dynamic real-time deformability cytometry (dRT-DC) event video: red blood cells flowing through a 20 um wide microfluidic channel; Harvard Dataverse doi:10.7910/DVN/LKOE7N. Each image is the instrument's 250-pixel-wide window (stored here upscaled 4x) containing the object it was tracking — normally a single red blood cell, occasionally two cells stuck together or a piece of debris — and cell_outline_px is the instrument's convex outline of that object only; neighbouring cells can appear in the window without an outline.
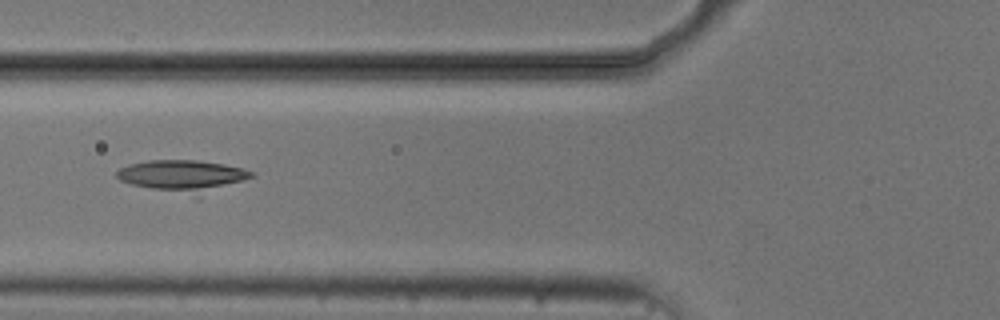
{"species": "common noctule bat (a hibernating species)", "species_latin": "Nyctalus noctula", "temperature_condition": "cold", "stored_images_in_passage": 8, "camera_frame_rate_fps": 3000, "um_per_image_px": 0.085, "animal": {"sex": "male", "body_mass_g": 20.5, "forearm_length_mm": 52.5}, "frame": {"image": 1, "passage_image": 5, "time_ms": 6.0, "image_size_px": [1000, 320], "cell_outline_px": [[256, 176], [200, 200], [132, 184], [120, 180], [116, 176], [116, 172], [120, 168], [128, 164], [148, 160], [196, 160], [224, 164], [244, 168], [256, 172]], "centroid_in_image_um": [15.67, 15.02], "position_along_channel_um": 110.1, "area_um2": 26.41}}
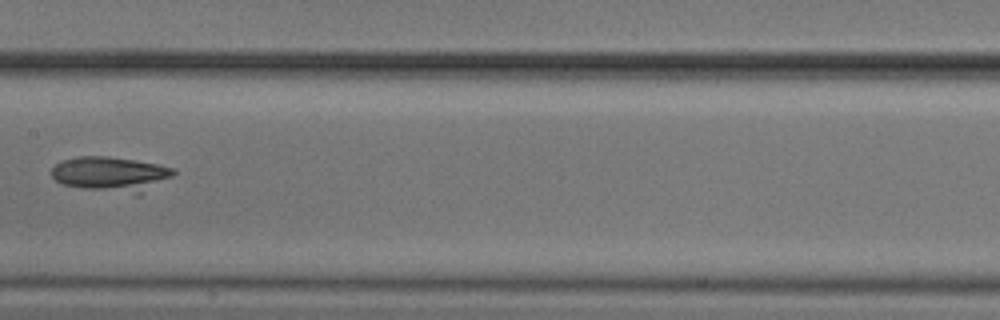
{"frame": {"image": 2, "passage_image": 7, "time_ms": 8.333, "image_size_px": [1000, 320], "cell_outline_px": [[176, 172], [172, 176], [140, 196], [136, 196], [84, 188], [64, 184], [56, 180], [52, 176], [52, 168], [56, 164], [64, 160], [80, 156], [108, 156], [136, 160], [156, 164], [172, 168]], "centroid_in_image_um": [9.47, 14.82], "position_along_channel_um": 197.9, "area_um2": 24.91}}
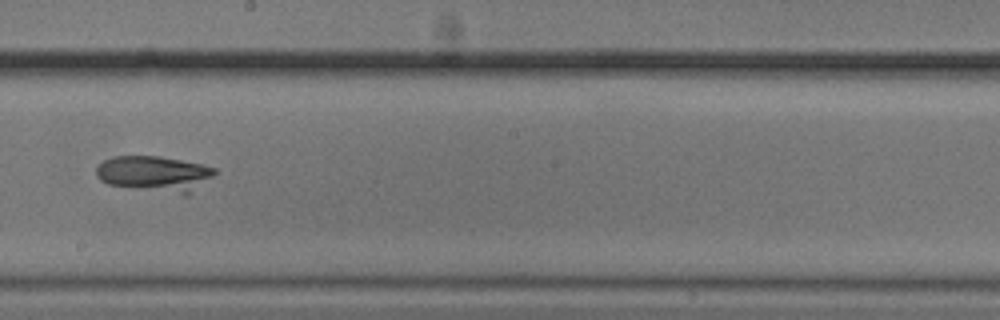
{"frame": {"image": 3, "passage_image": 8, "time_ms": 9.333, "image_size_px": [1000, 320], "cell_outline_px": [[216, 172], [212, 176], [188, 196], [184, 196], [108, 184], [100, 180], [96, 176], [96, 168], [104, 160], [112, 156], [160, 156], [200, 164], [216, 168]], "centroid_in_image_um": [13.13, 14.79], "position_along_channel_um": 235.1, "area_um2": 24.8}}